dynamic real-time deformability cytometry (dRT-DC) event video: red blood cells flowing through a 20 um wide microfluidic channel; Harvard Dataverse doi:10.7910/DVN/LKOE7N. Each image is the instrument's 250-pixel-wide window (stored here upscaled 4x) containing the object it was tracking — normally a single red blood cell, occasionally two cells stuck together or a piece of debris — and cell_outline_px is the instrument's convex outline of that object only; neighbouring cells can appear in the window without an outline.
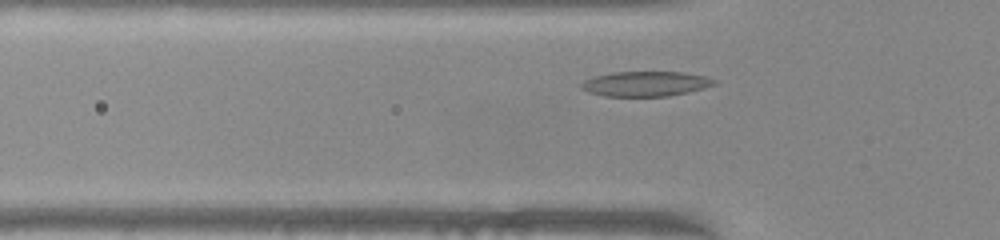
{"species": "common noctule bat (a hibernating species)", "species_latin": "Nyctalus noctula", "temperature_condition": "warm", "stored_images_in_passage": 33, "camera_frame_rate_fps": 3000, "um_per_image_px": 0.085, "animal": {"sex": "female", "body_mass_g": 22.0, "forearm_length_mm": 56.7}, "frame": {"image": 1, "passage_image": 5, "time_ms": 1.333, "image_size_px": [1000, 240], "cell_outline_px": [[716, 84], [704, 88], [688, 92], [668, 96], [604, 96], [588, 92], [580, 88], [580, 84], [584, 80], [596, 76], [616, 72], [684, 72], [704, 76], [716, 80]], "centroid_in_image_um": [54.87, 7.13], "position_along_channel_um": 70.9, "area_um2": 19.25}}
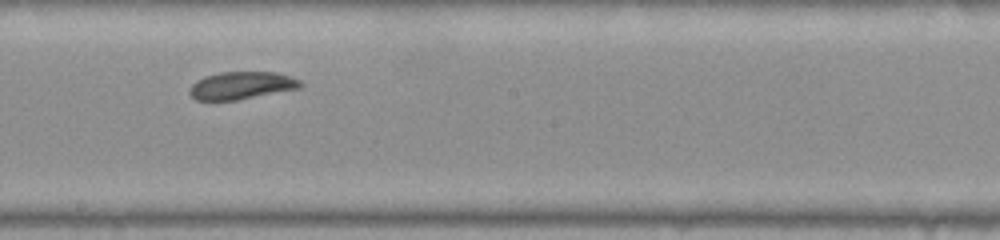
{"frame": {"image": 2, "passage_image": 17, "time_ms": 5.333, "image_size_px": [1000, 240], "cell_outline_px": [[304, 84], [300, 88], [236, 100], [196, 100], [188, 92], [188, 88], [196, 80], [204, 76], [220, 72], [276, 72], [292, 76], [300, 80]], "centroid_in_image_um": [20.52, 7.25], "position_along_channel_um": 227.7, "area_um2": 17.92}}
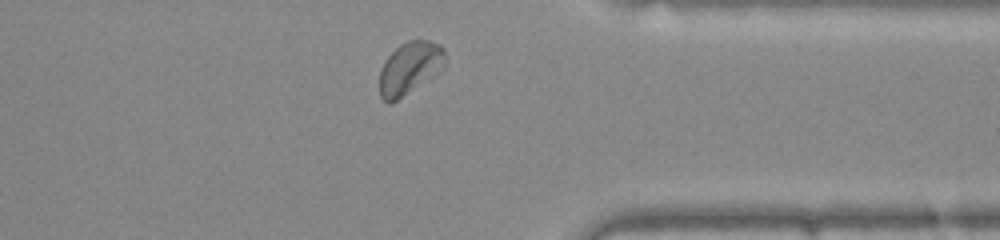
{"frame": {"image": 3, "passage_image": 29, "time_ms": 9.333, "image_size_px": [1000, 240], "cell_outline_px": [[444, 68], [396, 100], [388, 104], [380, 96], [380, 68], [388, 56], [400, 44], [408, 40], [428, 40], [440, 44], [444, 48]], "centroid_in_image_um": [34.82, 5.75], "position_along_channel_um": 376.6, "area_um2": 19.71}, "authors_computed_cell_mechanics": {"area_um2": 18.6116, "velocity_mm_per_s": 3.9165, "shape_relaxation_time_tau1_ms": 6.7981, "shape_relaxation_time_tau2_ms": 10.775, "deformation_change_tau1": 0.1313, "deformation_change_tau2": 0.1767}}